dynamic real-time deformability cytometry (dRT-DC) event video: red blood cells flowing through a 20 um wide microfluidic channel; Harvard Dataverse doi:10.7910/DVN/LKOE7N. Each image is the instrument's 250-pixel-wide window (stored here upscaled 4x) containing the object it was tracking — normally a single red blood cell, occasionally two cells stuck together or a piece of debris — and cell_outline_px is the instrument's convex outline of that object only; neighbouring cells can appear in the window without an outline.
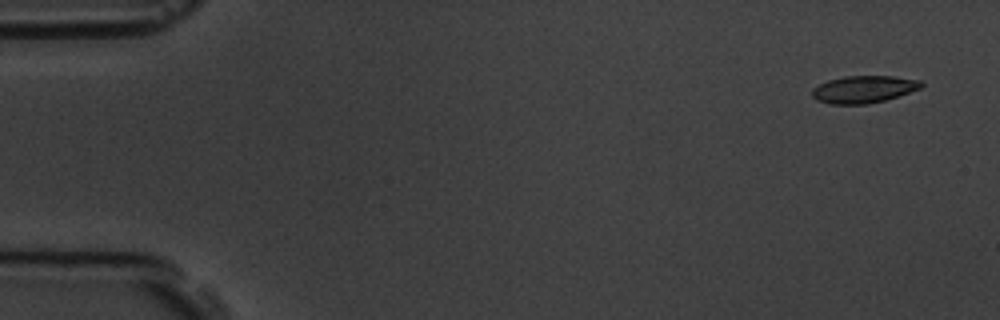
{"species": "common noctule bat (a hibernating species)", "species_latin": "Nyctalus noctula", "temperature_condition": "room temperature", "stored_images_in_passage": 4, "camera_frame_rate_fps": 3000, "um_per_image_px": 0.085, "animal": {"sex": "male", "body_mass_g": 19.5, "forearm_length_mm": 54.6}, "frame": {"image": 1, "passage_image": 1, "time_ms": 0.0, "image_size_px": [1000, 320], "cell_outline_px": [[924, 84], [920, 88], [884, 100], [868, 104], [828, 104], [816, 100], [812, 96], [812, 88], [828, 80], [844, 76], [892, 76], [920, 80]], "centroid_in_image_um": [73.37, 7.59], "position_along_channel_um": 11.6, "area_um2": 17.22}}
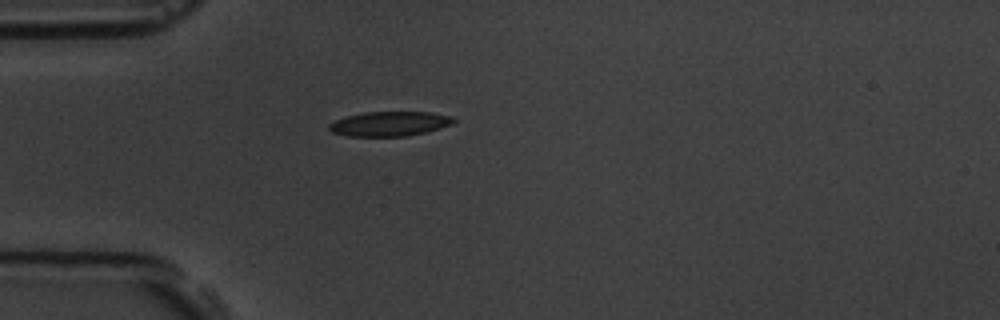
{"frame": {"image": 2, "passage_image": 4, "time_ms": 4.333, "image_size_px": [1000, 320], "cell_outline_px": [[456, 120], [452, 124], [440, 128], [408, 136], [348, 136], [332, 132], [328, 128], [328, 124], [336, 120], [348, 116], [364, 112], [432, 112], [452, 116]], "centroid_in_image_um": [33.13, 10.52], "position_along_channel_um": 51.9, "area_um2": 17.8}}